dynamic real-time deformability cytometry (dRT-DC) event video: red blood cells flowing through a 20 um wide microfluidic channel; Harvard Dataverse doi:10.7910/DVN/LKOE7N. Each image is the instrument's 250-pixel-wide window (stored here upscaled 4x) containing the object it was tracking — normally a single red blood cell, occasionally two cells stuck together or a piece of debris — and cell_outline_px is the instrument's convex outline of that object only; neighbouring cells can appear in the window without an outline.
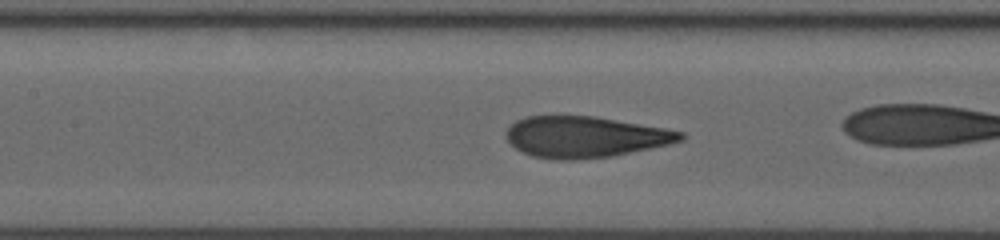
{"species": "human", "species_latin": "Homo sapiens", "temperature_condition": "room temperature", "stored_images_in_passage": 38, "camera_frame_rate_fps": 3000, "um_per_image_px": 0.085, "donor": {"sex": "male"}, "frame": {"image": 1, "passage_image": 22, "time_ms": 7.0, "image_size_px": [1000, 240], "cell_outline_px": [[688, 136], [684, 140], [668, 144], [612, 156], [576, 160], [552, 160], [532, 156], [516, 148], [504, 136], [504, 132], [516, 120], [528, 116], [560, 112], [596, 116], [664, 128], [684, 132]], "centroid_in_image_um": [49.68, 11.59], "position_along_channel_um": 157.7, "area_um2": 42.89}}